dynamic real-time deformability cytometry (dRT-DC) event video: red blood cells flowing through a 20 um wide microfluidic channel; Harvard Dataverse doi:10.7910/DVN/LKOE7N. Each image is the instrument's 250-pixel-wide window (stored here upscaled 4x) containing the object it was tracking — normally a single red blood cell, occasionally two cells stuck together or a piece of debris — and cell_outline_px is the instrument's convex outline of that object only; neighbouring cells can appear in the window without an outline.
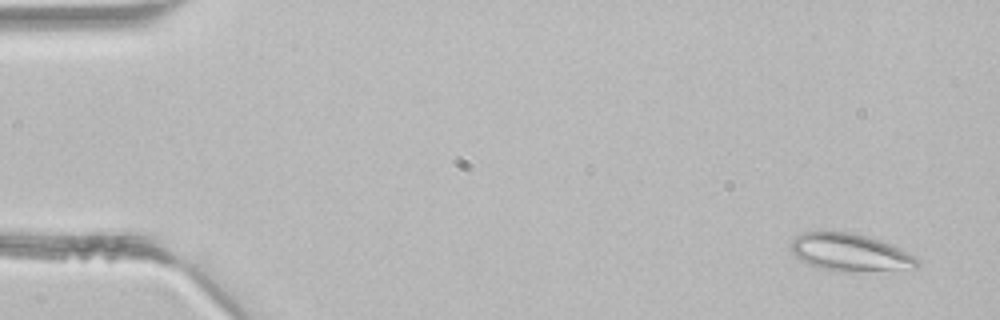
{"species": "common noctule bat (a hibernating species)", "species_latin": "Nyctalus noctula", "temperature_condition": "room temperature", "stored_images_in_passage": 4, "camera_frame_rate_fps": 3000, "um_per_image_px": 0.085, "animal": {"sex": "male", "body_mass_g": 21.5, "forearm_length_mm": 52.0}, "frame": {"image": 1, "passage_image": 1, "time_ms": 0.0, "image_size_px": [1000, 320], "cell_outline_px": [[920, 264], [916, 268], [820, 268], [808, 264], [796, 256], [792, 252], [792, 240], [796, 236], [804, 232], [852, 232], [900, 248], [916, 256], [920, 260]], "centroid_in_image_um": [72.23, 21.39], "position_along_channel_um": 12.8, "area_um2": 25.84}}